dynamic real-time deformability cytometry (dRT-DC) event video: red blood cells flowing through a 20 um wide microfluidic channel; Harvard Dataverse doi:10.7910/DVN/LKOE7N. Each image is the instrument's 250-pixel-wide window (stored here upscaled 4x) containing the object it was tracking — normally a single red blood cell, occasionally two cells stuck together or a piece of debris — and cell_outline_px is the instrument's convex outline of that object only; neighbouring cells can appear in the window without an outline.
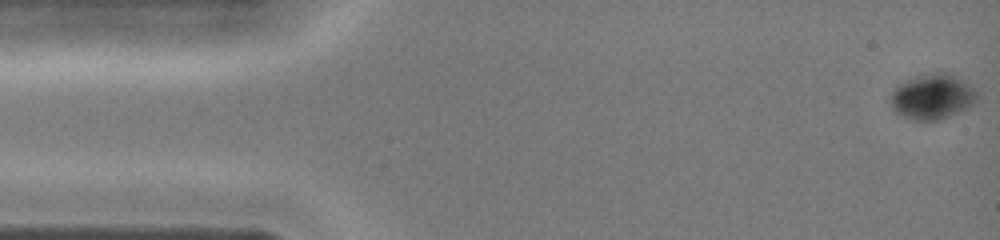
{"species": "common noctule bat (a hibernating species)", "species_latin": "Nyctalus noctula", "temperature_condition": "cold", "stored_images_in_passage": 41, "camera_frame_rate_fps": 3000, "um_per_image_px": 0.085, "animal": {"sex": "female", "body_mass_g": 19.0, "forearm_length_mm": 51.5}, "frame": {"image": 1, "passage_image": 1, "time_ms": 0.0, "image_size_px": [1000, 240], "cell_outline_px": [[980, 96], [968, 108], [960, 112], [940, 120], [908, 120], [900, 116], [892, 108], [892, 92], [896, 84], [904, 80], [916, 76], [932, 72], [952, 72], [976, 88]], "centroid_in_image_um": [79.29, 8.2], "position_along_channel_um": 5.7, "area_um2": 23.47}}
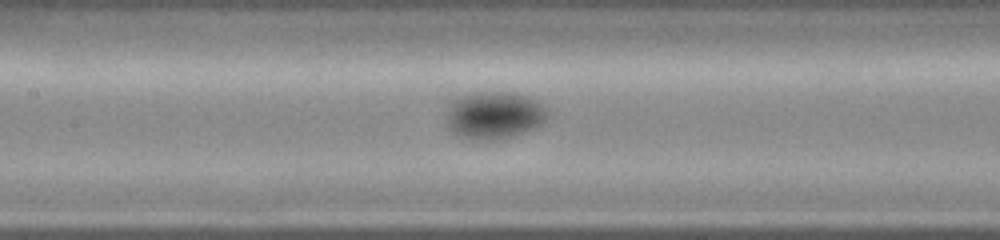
{"frame": {"image": 2, "passage_image": 19, "time_ms": 6.0, "image_size_px": [1000, 240], "cell_outline_px": [[548, 112], [544, 120], [540, 124], [532, 128], [512, 136], [496, 140], [480, 140], [460, 136], [448, 124], [444, 116], [448, 104], [452, 100], [460, 96], [476, 92], [508, 92], [524, 96], [536, 100], [544, 104]], "centroid_in_image_um": [41.97, 9.77], "position_along_channel_um": 165.4, "area_um2": 27.74}}
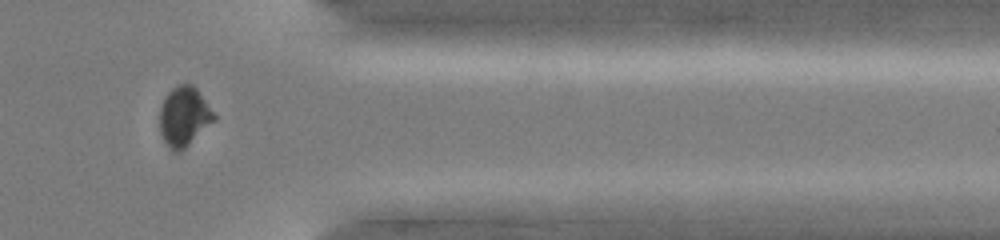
{"frame": {"image": 3, "passage_image": 34, "time_ms": 11.0, "image_size_px": [1000, 240], "cell_outline_px": [[216, 120], [180, 152], [172, 152], [164, 140], [160, 132], [160, 108], [164, 96], [172, 88], [180, 84], [192, 84], [196, 88], [216, 116]], "centroid_in_image_um": [15.63, 9.91], "position_along_channel_um": 395.8, "area_um2": 18.79}}